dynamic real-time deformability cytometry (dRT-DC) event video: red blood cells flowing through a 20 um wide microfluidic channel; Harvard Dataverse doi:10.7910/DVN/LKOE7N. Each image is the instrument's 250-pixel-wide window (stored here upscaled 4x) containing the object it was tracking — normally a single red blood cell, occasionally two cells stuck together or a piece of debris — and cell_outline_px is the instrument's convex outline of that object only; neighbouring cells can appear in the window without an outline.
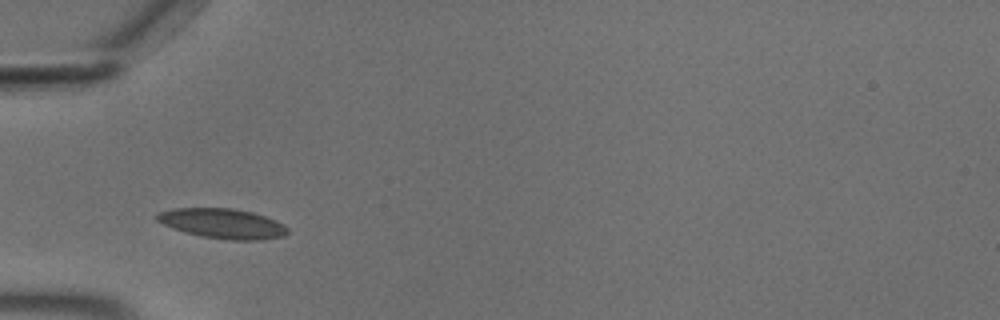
{"species": "common noctule bat (a hibernating species)", "species_latin": "Nyctalus noctula", "temperature_condition": "cold", "stored_images_in_passage": 6, "camera_frame_rate_fps": 3000, "um_per_image_px": 0.085, "animal": {"sex": "male", "body_mass_g": 18.8}, "frame": {"image": 1, "passage_image": 1, "time_ms": 0.0, "image_size_px": [1000, 320], "cell_outline_px": [[288, 232], [284, 236], [260, 240], [228, 240], [200, 236], [184, 232], [172, 228], [156, 220], [156, 216], [160, 212], [172, 208], [232, 208], [252, 212], [264, 216], [284, 224], [288, 228]], "centroid_in_image_um": [18.92, 19.0], "position_along_channel_um": 66.1, "area_um2": 22.77}}